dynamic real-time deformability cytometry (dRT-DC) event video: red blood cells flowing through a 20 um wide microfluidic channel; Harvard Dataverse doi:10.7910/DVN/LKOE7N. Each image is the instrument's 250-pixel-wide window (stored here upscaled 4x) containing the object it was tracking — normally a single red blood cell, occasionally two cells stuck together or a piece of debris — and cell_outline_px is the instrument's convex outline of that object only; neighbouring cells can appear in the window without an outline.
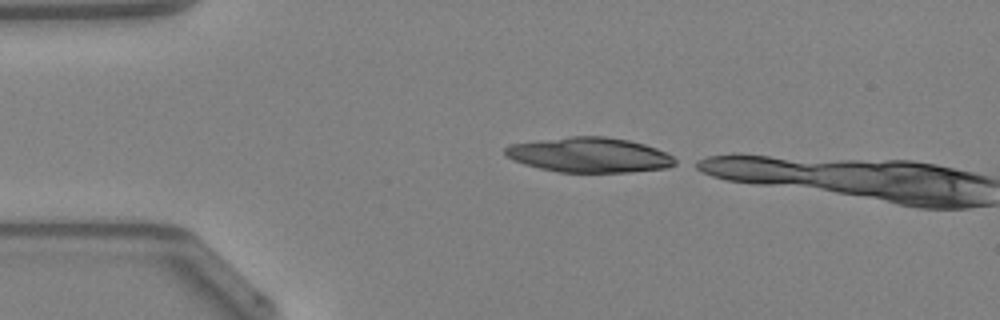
{"species": "Egyptian fruit bat (a non-hibernating species)", "species_latin": "Rousettus aegyptiacus", "temperature_condition": "warm", "stored_images_in_passage": 3, "camera_frame_rate_fps": 3000, "um_per_image_px": 0.085, "animal": {"sex": "female"}, "frame": {"image": 1, "passage_image": 1, "time_ms": 0.0, "image_size_px": [1000, 320], "cell_outline_px": [[680, 160], [676, 164], [668, 168], [628, 172], [560, 172], [540, 168], [524, 164], [512, 160], [504, 156], [504, 148], [512, 144], [536, 140], [568, 136], [604, 136], [628, 140], [644, 144], [656, 148]], "centroid_in_image_um": [50.1, 13.17], "position_along_channel_um": 34.9, "area_um2": 34.8}}